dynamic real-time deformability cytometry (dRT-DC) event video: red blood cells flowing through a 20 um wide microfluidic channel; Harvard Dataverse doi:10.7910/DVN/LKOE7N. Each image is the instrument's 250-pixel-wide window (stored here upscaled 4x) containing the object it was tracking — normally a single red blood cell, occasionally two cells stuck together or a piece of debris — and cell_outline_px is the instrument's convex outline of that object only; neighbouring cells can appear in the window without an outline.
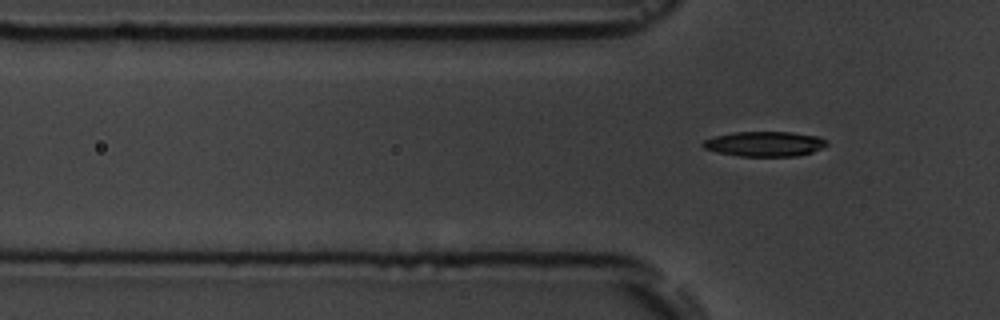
{"species": "common noctule bat (a hibernating species)", "species_latin": "Nyctalus noctula", "temperature_condition": "room temperature", "stored_images_in_passage": 7, "camera_frame_rate_fps": 3000, "um_per_image_px": 0.085, "animal": {"sex": "male", "body_mass_g": 19.5, "forearm_length_mm": 54.6}, "frame": {"image": 1, "passage_image": 7, "time_ms": 7.667, "image_size_px": [1000, 320], "cell_outline_px": [[828, 144], [812, 152], [796, 156], [740, 156], [716, 152], [704, 148], [700, 144], [704, 140], [716, 136], [736, 132], [792, 132], [820, 136], [828, 140]], "centroid_in_image_um": [65.01, 12.23], "position_along_channel_um": 60.8, "area_um2": 18.03}}